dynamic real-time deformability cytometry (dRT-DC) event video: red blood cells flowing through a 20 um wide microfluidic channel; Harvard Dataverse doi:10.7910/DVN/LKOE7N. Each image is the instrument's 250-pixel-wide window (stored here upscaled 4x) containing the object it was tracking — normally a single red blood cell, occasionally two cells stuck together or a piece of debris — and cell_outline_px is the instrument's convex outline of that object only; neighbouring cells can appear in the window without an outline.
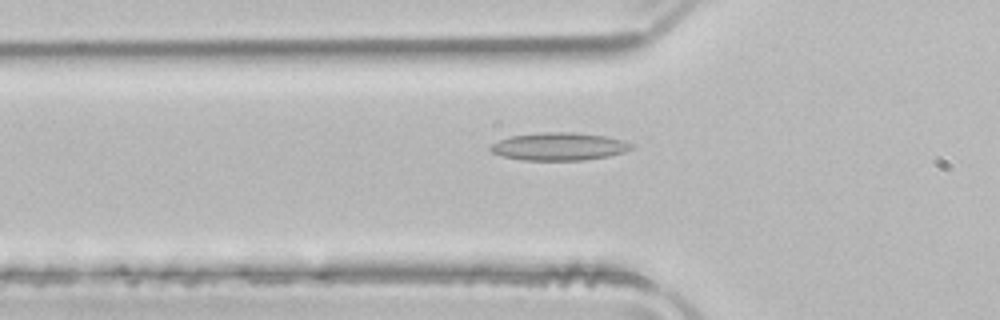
{"species": "common noctule bat (a hibernating species)", "species_latin": "Nyctalus noctula", "temperature_condition": "room temperature", "stored_images_in_passage": 38, "camera_frame_rate_fps": 3000, "um_per_image_px": 0.085, "animal": {"sex": "male", "body_mass_g": 21.5, "forearm_length_mm": 52.0}, "frame": {"image": 1, "passage_image": 4, "time_ms": 1.0, "image_size_px": [1000, 320], "cell_outline_px": [[632, 148], [624, 152], [608, 156], [584, 160], [520, 160], [504, 156], [492, 152], [488, 148], [492, 144], [500, 140], [512, 136], [544, 132], [572, 132], [604, 136], [624, 140], [632, 144]], "centroid_in_image_um": [47.53, 12.45], "position_along_channel_um": 78.3, "area_um2": 22.6}}
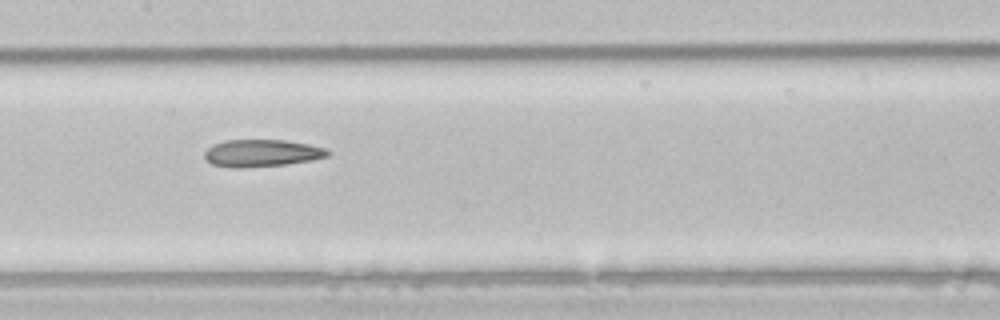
{"frame": {"image": 2, "passage_image": 12, "time_ms": 3.667, "image_size_px": [1000, 320], "cell_outline_px": [[332, 152], [328, 156], [312, 160], [284, 164], [240, 168], [232, 168], [212, 164], [204, 156], [204, 152], [212, 144], [224, 140], [284, 140], [308, 144], [324, 148]], "centroid_in_image_um": [22.23, 13.01], "position_along_channel_um": 185.2, "area_um2": 19.48}}
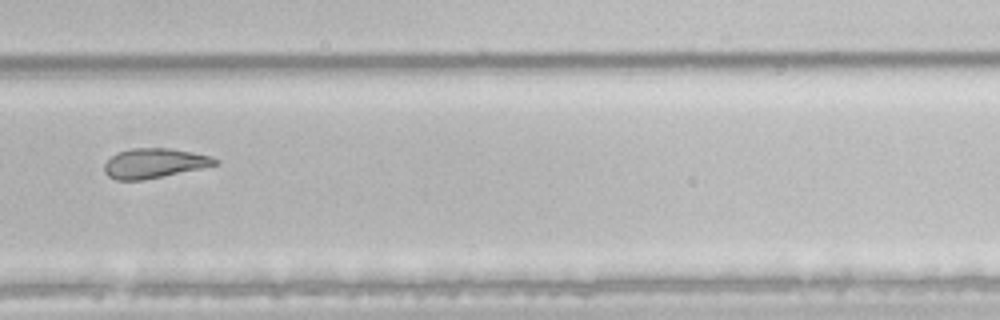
{"frame": {"image": 3, "passage_image": 22, "time_ms": 7.0, "image_size_px": [1000, 320], "cell_outline_px": [[220, 164], [144, 180], [116, 180], [108, 176], [104, 172], [104, 164], [116, 152], [132, 148], [172, 148], [212, 156], [220, 160]], "centroid_in_image_um": [13.13, 13.87], "position_along_channel_um": 316.7, "area_um2": 19.31}, "authors_computed_cell_mechanics": {"area_um2": 20.6346, "velocity_mm_per_s": 3.9701, "shape_relaxation_time_tau1_ms": null, "shape_relaxation_time_tau2_ms": 4.225, "deformation_change_tau1": null, "deformation_change_tau2": 0.1349}}